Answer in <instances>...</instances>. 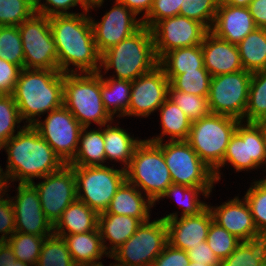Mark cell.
Listing matches in <instances>:
<instances>
[{
    "label": "cell",
    "instance_id": "obj_1",
    "mask_svg": "<svg viewBox=\"0 0 266 266\" xmlns=\"http://www.w3.org/2000/svg\"><path fill=\"white\" fill-rule=\"evenodd\" d=\"M88 11L50 17V28L57 49L58 67L62 73H95L100 71L101 54L97 50ZM99 62V63H98ZM77 67L69 70V65ZM99 64V66H98Z\"/></svg>",
    "mask_w": 266,
    "mask_h": 266
},
{
    "label": "cell",
    "instance_id": "obj_2",
    "mask_svg": "<svg viewBox=\"0 0 266 266\" xmlns=\"http://www.w3.org/2000/svg\"><path fill=\"white\" fill-rule=\"evenodd\" d=\"M1 148L8 154L4 172L7 185L17 179L19 183H33L35 177L43 178L65 165L32 125H24Z\"/></svg>",
    "mask_w": 266,
    "mask_h": 266
},
{
    "label": "cell",
    "instance_id": "obj_3",
    "mask_svg": "<svg viewBox=\"0 0 266 266\" xmlns=\"http://www.w3.org/2000/svg\"><path fill=\"white\" fill-rule=\"evenodd\" d=\"M21 120L34 125L35 116L63 106V73L59 70L23 68L12 94Z\"/></svg>",
    "mask_w": 266,
    "mask_h": 266
},
{
    "label": "cell",
    "instance_id": "obj_4",
    "mask_svg": "<svg viewBox=\"0 0 266 266\" xmlns=\"http://www.w3.org/2000/svg\"><path fill=\"white\" fill-rule=\"evenodd\" d=\"M158 65L152 31L146 26L101 54L105 72L114 68L117 79L131 82Z\"/></svg>",
    "mask_w": 266,
    "mask_h": 266
},
{
    "label": "cell",
    "instance_id": "obj_5",
    "mask_svg": "<svg viewBox=\"0 0 266 266\" xmlns=\"http://www.w3.org/2000/svg\"><path fill=\"white\" fill-rule=\"evenodd\" d=\"M83 74L63 73V105L83 127H89L93 121L102 128L113 118L102 102L101 70Z\"/></svg>",
    "mask_w": 266,
    "mask_h": 266
},
{
    "label": "cell",
    "instance_id": "obj_6",
    "mask_svg": "<svg viewBox=\"0 0 266 266\" xmlns=\"http://www.w3.org/2000/svg\"><path fill=\"white\" fill-rule=\"evenodd\" d=\"M241 121L237 118L209 113L191 124L186 140L200 159L214 171L216 182L231 137Z\"/></svg>",
    "mask_w": 266,
    "mask_h": 266
},
{
    "label": "cell",
    "instance_id": "obj_7",
    "mask_svg": "<svg viewBox=\"0 0 266 266\" xmlns=\"http://www.w3.org/2000/svg\"><path fill=\"white\" fill-rule=\"evenodd\" d=\"M125 171L126 180L138 189H143L153 203L173 184L162 149L148 140H142L135 147Z\"/></svg>",
    "mask_w": 266,
    "mask_h": 266
},
{
    "label": "cell",
    "instance_id": "obj_8",
    "mask_svg": "<svg viewBox=\"0 0 266 266\" xmlns=\"http://www.w3.org/2000/svg\"><path fill=\"white\" fill-rule=\"evenodd\" d=\"M72 167L76 178L77 199L97 214L105 212L118 188L126 180L125 169L105 165Z\"/></svg>",
    "mask_w": 266,
    "mask_h": 266
},
{
    "label": "cell",
    "instance_id": "obj_9",
    "mask_svg": "<svg viewBox=\"0 0 266 266\" xmlns=\"http://www.w3.org/2000/svg\"><path fill=\"white\" fill-rule=\"evenodd\" d=\"M168 243L163 218L142 223L136 232L116 249L110 258L118 261L111 266H151Z\"/></svg>",
    "mask_w": 266,
    "mask_h": 266
},
{
    "label": "cell",
    "instance_id": "obj_10",
    "mask_svg": "<svg viewBox=\"0 0 266 266\" xmlns=\"http://www.w3.org/2000/svg\"><path fill=\"white\" fill-rule=\"evenodd\" d=\"M18 29L24 51V68L59 70L50 17L35 13L23 21Z\"/></svg>",
    "mask_w": 266,
    "mask_h": 266
},
{
    "label": "cell",
    "instance_id": "obj_11",
    "mask_svg": "<svg viewBox=\"0 0 266 266\" xmlns=\"http://www.w3.org/2000/svg\"><path fill=\"white\" fill-rule=\"evenodd\" d=\"M170 171L173 184L185 186H213L216 182L210 169L186 140L156 143Z\"/></svg>",
    "mask_w": 266,
    "mask_h": 266
},
{
    "label": "cell",
    "instance_id": "obj_12",
    "mask_svg": "<svg viewBox=\"0 0 266 266\" xmlns=\"http://www.w3.org/2000/svg\"><path fill=\"white\" fill-rule=\"evenodd\" d=\"M251 77L252 73L245 70L211 77L207 98L210 113L228 115L242 121Z\"/></svg>",
    "mask_w": 266,
    "mask_h": 266
},
{
    "label": "cell",
    "instance_id": "obj_13",
    "mask_svg": "<svg viewBox=\"0 0 266 266\" xmlns=\"http://www.w3.org/2000/svg\"><path fill=\"white\" fill-rule=\"evenodd\" d=\"M32 126L65 164L73 160L83 126L64 105L48 113L43 123L38 119Z\"/></svg>",
    "mask_w": 266,
    "mask_h": 266
},
{
    "label": "cell",
    "instance_id": "obj_14",
    "mask_svg": "<svg viewBox=\"0 0 266 266\" xmlns=\"http://www.w3.org/2000/svg\"><path fill=\"white\" fill-rule=\"evenodd\" d=\"M41 179L43 182L31 183L37 190L43 213L54 226L63 211L77 199L74 168L65 164L60 170L52 172Z\"/></svg>",
    "mask_w": 266,
    "mask_h": 266
},
{
    "label": "cell",
    "instance_id": "obj_15",
    "mask_svg": "<svg viewBox=\"0 0 266 266\" xmlns=\"http://www.w3.org/2000/svg\"><path fill=\"white\" fill-rule=\"evenodd\" d=\"M231 163L236 171L257 169L266 163V143L263 132L257 123L237 125L231 137L220 167Z\"/></svg>",
    "mask_w": 266,
    "mask_h": 266
},
{
    "label": "cell",
    "instance_id": "obj_16",
    "mask_svg": "<svg viewBox=\"0 0 266 266\" xmlns=\"http://www.w3.org/2000/svg\"><path fill=\"white\" fill-rule=\"evenodd\" d=\"M151 31L158 59L173 49L201 45L209 32L202 23L181 15L158 21Z\"/></svg>",
    "mask_w": 266,
    "mask_h": 266
},
{
    "label": "cell",
    "instance_id": "obj_17",
    "mask_svg": "<svg viewBox=\"0 0 266 266\" xmlns=\"http://www.w3.org/2000/svg\"><path fill=\"white\" fill-rule=\"evenodd\" d=\"M169 79L158 65L132 81L127 116L148 117L168 98Z\"/></svg>",
    "mask_w": 266,
    "mask_h": 266
},
{
    "label": "cell",
    "instance_id": "obj_18",
    "mask_svg": "<svg viewBox=\"0 0 266 266\" xmlns=\"http://www.w3.org/2000/svg\"><path fill=\"white\" fill-rule=\"evenodd\" d=\"M94 40L100 54L122 40L132 36L143 25L142 20H136V15L118 0L109 12H106L101 22H95L90 17Z\"/></svg>",
    "mask_w": 266,
    "mask_h": 266
},
{
    "label": "cell",
    "instance_id": "obj_19",
    "mask_svg": "<svg viewBox=\"0 0 266 266\" xmlns=\"http://www.w3.org/2000/svg\"><path fill=\"white\" fill-rule=\"evenodd\" d=\"M17 196L12 199L15 231L35 236H50L52 224L43 213L38 192L31 183H19Z\"/></svg>",
    "mask_w": 266,
    "mask_h": 266
},
{
    "label": "cell",
    "instance_id": "obj_20",
    "mask_svg": "<svg viewBox=\"0 0 266 266\" xmlns=\"http://www.w3.org/2000/svg\"><path fill=\"white\" fill-rule=\"evenodd\" d=\"M162 218L167 226L168 244L184 251L206 241L209 227L213 221L208 206L197 215L178 218L177 213H172Z\"/></svg>",
    "mask_w": 266,
    "mask_h": 266
},
{
    "label": "cell",
    "instance_id": "obj_21",
    "mask_svg": "<svg viewBox=\"0 0 266 266\" xmlns=\"http://www.w3.org/2000/svg\"><path fill=\"white\" fill-rule=\"evenodd\" d=\"M242 200L244 201L235 197L216 208L208 206L213 221L225 228L241 242L254 241L263 238L255 226L247 201L245 198Z\"/></svg>",
    "mask_w": 266,
    "mask_h": 266
},
{
    "label": "cell",
    "instance_id": "obj_22",
    "mask_svg": "<svg viewBox=\"0 0 266 266\" xmlns=\"http://www.w3.org/2000/svg\"><path fill=\"white\" fill-rule=\"evenodd\" d=\"M255 28L257 27L248 7L219 4L210 32L237 45Z\"/></svg>",
    "mask_w": 266,
    "mask_h": 266
},
{
    "label": "cell",
    "instance_id": "obj_23",
    "mask_svg": "<svg viewBox=\"0 0 266 266\" xmlns=\"http://www.w3.org/2000/svg\"><path fill=\"white\" fill-rule=\"evenodd\" d=\"M201 49L204 67L212 77L244 70L237 45L216 37L210 31L205 35Z\"/></svg>",
    "mask_w": 266,
    "mask_h": 266
},
{
    "label": "cell",
    "instance_id": "obj_24",
    "mask_svg": "<svg viewBox=\"0 0 266 266\" xmlns=\"http://www.w3.org/2000/svg\"><path fill=\"white\" fill-rule=\"evenodd\" d=\"M136 188L135 185L125 180L118 188L104 213L135 217L142 223L149 221V210L155 203L149 198L145 199L146 197H143L142 192Z\"/></svg>",
    "mask_w": 266,
    "mask_h": 266
},
{
    "label": "cell",
    "instance_id": "obj_25",
    "mask_svg": "<svg viewBox=\"0 0 266 266\" xmlns=\"http://www.w3.org/2000/svg\"><path fill=\"white\" fill-rule=\"evenodd\" d=\"M68 250L76 266H101L97 262L103 255L109 254L105 251L98 227L91 232L65 235Z\"/></svg>",
    "mask_w": 266,
    "mask_h": 266
},
{
    "label": "cell",
    "instance_id": "obj_26",
    "mask_svg": "<svg viewBox=\"0 0 266 266\" xmlns=\"http://www.w3.org/2000/svg\"><path fill=\"white\" fill-rule=\"evenodd\" d=\"M142 222L135 217L117 214H98V230L102 238L105 251L109 256L126 242L137 230ZM108 239L111 247L105 245ZM108 250V251H107Z\"/></svg>",
    "mask_w": 266,
    "mask_h": 266
},
{
    "label": "cell",
    "instance_id": "obj_27",
    "mask_svg": "<svg viewBox=\"0 0 266 266\" xmlns=\"http://www.w3.org/2000/svg\"><path fill=\"white\" fill-rule=\"evenodd\" d=\"M98 226V214L85 203L76 199L62 213L53 226L55 235L64 237L94 231ZM67 230V232H66Z\"/></svg>",
    "mask_w": 266,
    "mask_h": 266
},
{
    "label": "cell",
    "instance_id": "obj_28",
    "mask_svg": "<svg viewBox=\"0 0 266 266\" xmlns=\"http://www.w3.org/2000/svg\"><path fill=\"white\" fill-rule=\"evenodd\" d=\"M162 132L160 136L148 139L153 143L163 142V136L170 135L171 141L187 140L192 122L170 98L159 107Z\"/></svg>",
    "mask_w": 266,
    "mask_h": 266
},
{
    "label": "cell",
    "instance_id": "obj_29",
    "mask_svg": "<svg viewBox=\"0 0 266 266\" xmlns=\"http://www.w3.org/2000/svg\"><path fill=\"white\" fill-rule=\"evenodd\" d=\"M159 66L166 76H177L185 71L206 69L201 45L173 49L159 59Z\"/></svg>",
    "mask_w": 266,
    "mask_h": 266
},
{
    "label": "cell",
    "instance_id": "obj_30",
    "mask_svg": "<svg viewBox=\"0 0 266 266\" xmlns=\"http://www.w3.org/2000/svg\"><path fill=\"white\" fill-rule=\"evenodd\" d=\"M237 48L245 71L266 70V28H255L237 44Z\"/></svg>",
    "mask_w": 266,
    "mask_h": 266
},
{
    "label": "cell",
    "instance_id": "obj_31",
    "mask_svg": "<svg viewBox=\"0 0 266 266\" xmlns=\"http://www.w3.org/2000/svg\"><path fill=\"white\" fill-rule=\"evenodd\" d=\"M81 129L77 153L69 163L71 166H104L106 162L103 130ZM87 130V131H86ZM81 145V146H80ZM102 163V164H101Z\"/></svg>",
    "mask_w": 266,
    "mask_h": 266
},
{
    "label": "cell",
    "instance_id": "obj_32",
    "mask_svg": "<svg viewBox=\"0 0 266 266\" xmlns=\"http://www.w3.org/2000/svg\"><path fill=\"white\" fill-rule=\"evenodd\" d=\"M103 130L104 148L106 160H114L125 163L126 169L133 156L135 147L142 141L134 139L121 127L107 125Z\"/></svg>",
    "mask_w": 266,
    "mask_h": 266
},
{
    "label": "cell",
    "instance_id": "obj_33",
    "mask_svg": "<svg viewBox=\"0 0 266 266\" xmlns=\"http://www.w3.org/2000/svg\"><path fill=\"white\" fill-rule=\"evenodd\" d=\"M114 78L115 76L113 75L112 78L104 79L101 74V98L104 108L109 115L113 118L114 114L120 112L118 114L120 118L127 116L132 82Z\"/></svg>",
    "mask_w": 266,
    "mask_h": 266
},
{
    "label": "cell",
    "instance_id": "obj_34",
    "mask_svg": "<svg viewBox=\"0 0 266 266\" xmlns=\"http://www.w3.org/2000/svg\"><path fill=\"white\" fill-rule=\"evenodd\" d=\"M213 186H185L171 184L160 198L177 197L176 201L179 206L183 207L182 216L197 215L202 212L208 205L199 201V193L209 197ZM182 194V195H181Z\"/></svg>",
    "mask_w": 266,
    "mask_h": 266
},
{
    "label": "cell",
    "instance_id": "obj_35",
    "mask_svg": "<svg viewBox=\"0 0 266 266\" xmlns=\"http://www.w3.org/2000/svg\"><path fill=\"white\" fill-rule=\"evenodd\" d=\"M266 117V70L252 73L244 118L257 123Z\"/></svg>",
    "mask_w": 266,
    "mask_h": 266
},
{
    "label": "cell",
    "instance_id": "obj_36",
    "mask_svg": "<svg viewBox=\"0 0 266 266\" xmlns=\"http://www.w3.org/2000/svg\"><path fill=\"white\" fill-rule=\"evenodd\" d=\"M266 259V238L241 242L219 266H261Z\"/></svg>",
    "mask_w": 266,
    "mask_h": 266
},
{
    "label": "cell",
    "instance_id": "obj_37",
    "mask_svg": "<svg viewBox=\"0 0 266 266\" xmlns=\"http://www.w3.org/2000/svg\"><path fill=\"white\" fill-rule=\"evenodd\" d=\"M166 77L169 79V90H179L184 93L208 98L212 76L207 69L185 71V73L177 76Z\"/></svg>",
    "mask_w": 266,
    "mask_h": 266
},
{
    "label": "cell",
    "instance_id": "obj_38",
    "mask_svg": "<svg viewBox=\"0 0 266 266\" xmlns=\"http://www.w3.org/2000/svg\"><path fill=\"white\" fill-rule=\"evenodd\" d=\"M36 266H76L63 237L54 233L42 244Z\"/></svg>",
    "mask_w": 266,
    "mask_h": 266
},
{
    "label": "cell",
    "instance_id": "obj_39",
    "mask_svg": "<svg viewBox=\"0 0 266 266\" xmlns=\"http://www.w3.org/2000/svg\"><path fill=\"white\" fill-rule=\"evenodd\" d=\"M45 237L48 236H35L15 231L7 242L12 247L17 260L36 266Z\"/></svg>",
    "mask_w": 266,
    "mask_h": 266
},
{
    "label": "cell",
    "instance_id": "obj_40",
    "mask_svg": "<svg viewBox=\"0 0 266 266\" xmlns=\"http://www.w3.org/2000/svg\"><path fill=\"white\" fill-rule=\"evenodd\" d=\"M0 58L24 68V51L18 26H0Z\"/></svg>",
    "mask_w": 266,
    "mask_h": 266
},
{
    "label": "cell",
    "instance_id": "obj_41",
    "mask_svg": "<svg viewBox=\"0 0 266 266\" xmlns=\"http://www.w3.org/2000/svg\"><path fill=\"white\" fill-rule=\"evenodd\" d=\"M218 6V0H184L179 15L202 23L210 31Z\"/></svg>",
    "mask_w": 266,
    "mask_h": 266
},
{
    "label": "cell",
    "instance_id": "obj_42",
    "mask_svg": "<svg viewBox=\"0 0 266 266\" xmlns=\"http://www.w3.org/2000/svg\"><path fill=\"white\" fill-rule=\"evenodd\" d=\"M168 98L181 108L192 123L210 113L207 97L184 93L179 90H168Z\"/></svg>",
    "mask_w": 266,
    "mask_h": 266
},
{
    "label": "cell",
    "instance_id": "obj_43",
    "mask_svg": "<svg viewBox=\"0 0 266 266\" xmlns=\"http://www.w3.org/2000/svg\"><path fill=\"white\" fill-rule=\"evenodd\" d=\"M244 196L258 232L266 238V185L260 180L253 182Z\"/></svg>",
    "mask_w": 266,
    "mask_h": 266
},
{
    "label": "cell",
    "instance_id": "obj_44",
    "mask_svg": "<svg viewBox=\"0 0 266 266\" xmlns=\"http://www.w3.org/2000/svg\"><path fill=\"white\" fill-rule=\"evenodd\" d=\"M206 242L220 261L226 259L241 243L238 238L214 221L209 227Z\"/></svg>",
    "mask_w": 266,
    "mask_h": 266
},
{
    "label": "cell",
    "instance_id": "obj_45",
    "mask_svg": "<svg viewBox=\"0 0 266 266\" xmlns=\"http://www.w3.org/2000/svg\"><path fill=\"white\" fill-rule=\"evenodd\" d=\"M35 13L26 0H0V26H19Z\"/></svg>",
    "mask_w": 266,
    "mask_h": 266
},
{
    "label": "cell",
    "instance_id": "obj_46",
    "mask_svg": "<svg viewBox=\"0 0 266 266\" xmlns=\"http://www.w3.org/2000/svg\"><path fill=\"white\" fill-rule=\"evenodd\" d=\"M21 121L13 96L0 94V147L14 136L15 126Z\"/></svg>",
    "mask_w": 266,
    "mask_h": 266
},
{
    "label": "cell",
    "instance_id": "obj_47",
    "mask_svg": "<svg viewBox=\"0 0 266 266\" xmlns=\"http://www.w3.org/2000/svg\"><path fill=\"white\" fill-rule=\"evenodd\" d=\"M184 0H153L149 14L141 18L142 25L151 29L158 21L179 15Z\"/></svg>",
    "mask_w": 266,
    "mask_h": 266
},
{
    "label": "cell",
    "instance_id": "obj_48",
    "mask_svg": "<svg viewBox=\"0 0 266 266\" xmlns=\"http://www.w3.org/2000/svg\"><path fill=\"white\" fill-rule=\"evenodd\" d=\"M79 3L84 11H88V8L83 4L82 0H46V3L40 4L35 10L37 14L47 17L72 15L77 13H70L67 10L70 7L77 6Z\"/></svg>",
    "mask_w": 266,
    "mask_h": 266
},
{
    "label": "cell",
    "instance_id": "obj_49",
    "mask_svg": "<svg viewBox=\"0 0 266 266\" xmlns=\"http://www.w3.org/2000/svg\"><path fill=\"white\" fill-rule=\"evenodd\" d=\"M22 68L0 58V94L12 95Z\"/></svg>",
    "mask_w": 266,
    "mask_h": 266
},
{
    "label": "cell",
    "instance_id": "obj_50",
    "mask_svg": "<svg viewBox=\"0 0 266 266\" xmlns=\"http://www.w3.org/2000/svg\"><path fill=\"white\" fill-rule=\"evenodd\" d=\"M5 193L0 196V241H7L15 232V216L11 199H4ZM10 234V235H9Z\"/></svg>",
    "mask_w": 266,
    "mask_h": 266
},
{
    "label": "cell",
    "instance_id": "obj_51",
    "mask_svg": "<svg viewBox=\"0 0 266 266\" xmlns=\"http://www.w3.org/2000/svg\"><path fill=\"white\" fill-rule=\"evenodd\" d=\"M190 263L187 252L166 244L163 251L154 261V266H188Z\"/></svg>",
    "mask_w": 266,
    "mask_h": 266
},
{
    "label": "cell",
    "instance_id": "obj_52",
    "mask_svg": "<svg viewBox=\"0 0 266 266\" xmlns=\"http://www.w3.org/2000/svg\"><path fill=\"white\" fill-rule=\"evenodd\" d=\"M187 255L189 256L190 261L205 263L209 266H219L220 260L216 257L215 253L208 246L206 241L201 242L195 247L187 250Z\"/></svg>",
    "mask_w": 266,
    "mask_h": 266
},
{
    "label": "cell",
    "instance_id": "obj_53",
    "mask_svg": "<svg viewBox=\"0 0 266 266\" xmlns=\"http://www.w3.org/2000/svg\"><path fill=\"white\" fill-rule=\"evenodd\" d=\"M248 8L256 27L266 28V0H253Z\"/></svg>",
    "mask_w": 266,
    "mask_h": 266
},
{
    "label": "cell",
    "instance_id": "obj_54",
    "mask_svg": "<svg viewBox=\"0 0 266 266\" xmlns=\"http://www.w3.org/2000/svg\"><path fill=\"white\" fill-rule=\"evenodd\" d=\"M121 4H124L130 9L136 16L142 11H145L142 16L145 18L151 10L153 0H118Z\"/></svg>",
    "mask_w": 266,
    "mask_h": 266
},
{
    "label": "cell",
    "instance_id": "obj_55",
    "mask_svg": "<svg viewBox=\"0 0 266 266\" xmlns=\"http://www.w3.org/2000/svg\"><path fill=\"white\" fill-rule=\"evenodd\" d=\"M14 251L7 241H0V266H13L16 261Z\"/></svg>",
    "mask_w": 266,
    "mask_h": 266
},
{
    "label": "cell",
    "instance_id": "obj_56",
    "mask_svg": "<svg viewBox=\"0 0 266 266\" xmlns=\"http://www.w3.org/2000/svg\"><path fill=\"white\" fill-rule=\"evenodd\" d=\"M253 0H218L219 4L248 7Z\"/></svg>",
    "mask_w": 266,
    "mask_h": 266
},
{
    "label": "cell",
    "instance_id": "obj_57",
    "mask_svg": "<svg viewBox=\"0 0 266 266\" xmlns=\"http://www.w3.org/2000/svg\"><path fill=\"white\" fill-rule=\"evenodd\" d=\"M83 4L90 10L91 8L94 9V7H101V5L104 3V0H82Z\"/></svg>",
    "mask_w": 266,
    "mask_h": 266
},
{
    "label": "cell",
    "instance_id": "obj_58",
    "mask_svg": "<svg viewBox=\"0 0 266 266\" xmlns=\"http://www.w3.org/2000/svg\"><path fill=\"white\" fill-rule=\"evenodd\" d=\"M258 126L261 128L263 135H264V139H265V143H266V117L259 120L257 122Z\"/></svg>",
    "mask_w": 266,
    "mask_h": 266
},
{
    "label": "cell",
    "instance_id": "obj_59",
    "mask_svg": "<svg viewBox=\"0 0 266 266\" xmlns=\"http://www.w3.org/2000/svg\"><path fill=\"white\" fill-rule=\"evenodd\" d=\"M9 187L8 185H7V180H6V178H0V196L1 195H3V194H1V193H4V192H7L6 190H7V188ZM2 191H4V192H2Z\"/></svg>",
    "mask_w": 266,
    "mask_h": 266
},
{
    "label": "cell",
    "instance_id": "obj_60",
    "mask_svg": "<svg viewBox=\"0 0 266 266\" xmlns=\"http://www.w3.org/2000/svg\"><path fill=\"white\" fill-rule=\"evenodd\" d=\"M30 5H32L35 9L41 4V0H26Z\"/></svg>",
    "mask_w": 266,
    "mask_h": 266
},
{
    "label": "cell",
    "instance_id": "obj_61",
    "mask_svg": "<svg viewBox=\"0 0 266 266\" xmlns=\"http://www.w3.org/2000/svg\"><path fill=\"white\" fill-rule=\"evenodd\" d=\"M13 266H33V265H29L27 263H24L20 260H16L14 263H13Z\"/></svg>",
    "mask_w": 266,
    "mask_h": 266
},
{
    "label": "cell",
    "instance_id": "obj_62",
    "mask_svg": "<svg viewBox=\"0 0 266 266\" xmlns=\"http://www.w3.org/2000/svg\"><path fill=\"white\" fill-rule=\"evenodd\" d=\"M188 266H209V265H206L205 263H198V262L190 261Z\"/></svg>",
    "mask_w": 266,
    "mask_h": 266
},
{
    "label": "cell",
    "instance_id": "obj_63",
    "mask_svg": "<svg viewBox=\"0 0 266 266\" xmlns=\"http://www.w3.org/2000/svg\"><path fill=\"white\" fill-rule=\"evenodd\" d=\"M1 149L2 148L0 147V150ZM0 178H5V175H4V172H3L2 168H1V166H0Z\"/></svg>",
    "mask_w": 266,
    "mask_h": 266
},
{
    "label": "cell",
    "instance_id": "obj_64",
    "mask_svg": "<svg viewBox=\"0 0 266 266\" xmlns=\"http://www.w3.org/2000/svg\"><path fill=\"white\" fill-rule=\"evenodd\" d=\"M260 181H261L264 185H266V178L263 179V180L261 179Z\"/></svg>",
    "mask_w": 266,
    "mask_h": 266
},
{
    "label": "cell",
    "instance_id": "obj_65",
    "mask_svg": "<svg viewBox=\"0 0 266 266\" xmlns=\"http://www.w3.org/2000/svg\"><path fill=\"white\" fill-rule=\"evenodd\" d=\"M261 266H266V259L263 261V263L261 264Z\"/></svg>",
    "mask_w": 266,
    "mask_h": 266
}]
</instances>
